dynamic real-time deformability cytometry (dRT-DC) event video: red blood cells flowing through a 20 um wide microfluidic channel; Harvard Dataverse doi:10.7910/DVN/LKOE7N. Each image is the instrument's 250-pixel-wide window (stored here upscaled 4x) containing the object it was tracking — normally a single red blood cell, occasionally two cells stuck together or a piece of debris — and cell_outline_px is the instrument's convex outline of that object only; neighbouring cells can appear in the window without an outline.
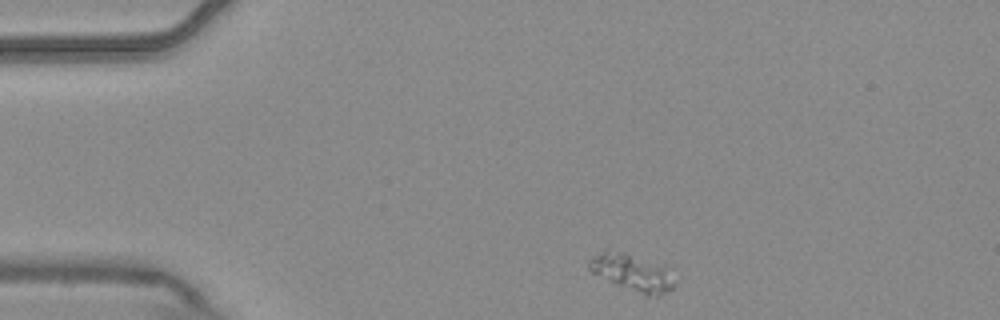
{"species": "common noctule bat (a hibernating species)", "species_latin": "Nyctalus noctula", "temperature_condition": "warm", "stored_images_in_passage": 7, "camera_frame_rate_fps": 3000, "um_per_image_px": 0.085, "animal": {"sex": "male", "body_mass_g": 20.4}, "frame": {"image": 1, "passage_image": 1, "time_ms": 0.0, "image_size_px": [1000, 320], "cell_outline_px": [[676, 280], [672, 288], [656, 296], [644, 296], [616, 284], [592, 272], [588, 268], [588, 260], [592, 256], [604, 252], [624, 252], [668, 268]], "centroid_in_image_um": [53.76, 23.2], "position_along_channel_um": 31.2, "area_um2": 17.92}}
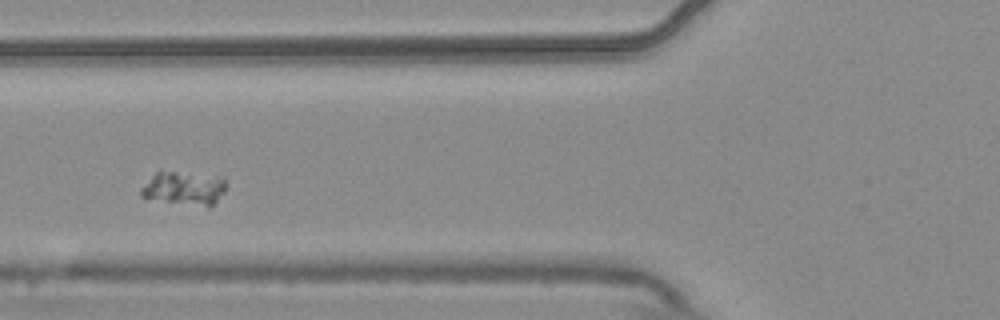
{"frame": {"image": 2, "passage_image": 4, "time_ms": 1.0, "image_size_px": [1000, 320], "cell_outline_px": [[224, 192], [212, 208], [208, 208], [140, 196], [140, 188], [160, 168], [224, 176]], "centroid_in_image_um": [15.68, 15.95], "position_along_channel_um": 110.1, "area_um2": 17.34}}
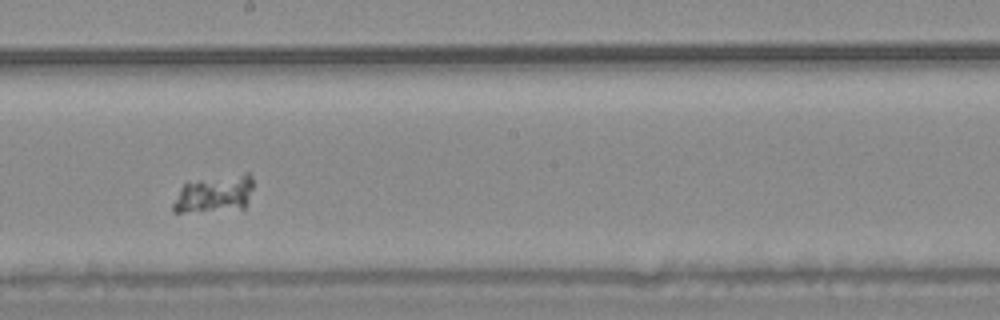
{"frame": {"image": 3, "passage_image": 7, "time_ms": 2.0, "image_size_px": [1000, 320], "cell_outline_px": [[252, 188], [248, 200], [244, 208], [180, 212], [172, 212], [172, 204], [184, 180], [244, 172], [248, 172], [252, 176]], "centroid_in_image_um": [18.19, 16.41], "position_along_channel_um": 230.0, "area_um2": 17.92}}